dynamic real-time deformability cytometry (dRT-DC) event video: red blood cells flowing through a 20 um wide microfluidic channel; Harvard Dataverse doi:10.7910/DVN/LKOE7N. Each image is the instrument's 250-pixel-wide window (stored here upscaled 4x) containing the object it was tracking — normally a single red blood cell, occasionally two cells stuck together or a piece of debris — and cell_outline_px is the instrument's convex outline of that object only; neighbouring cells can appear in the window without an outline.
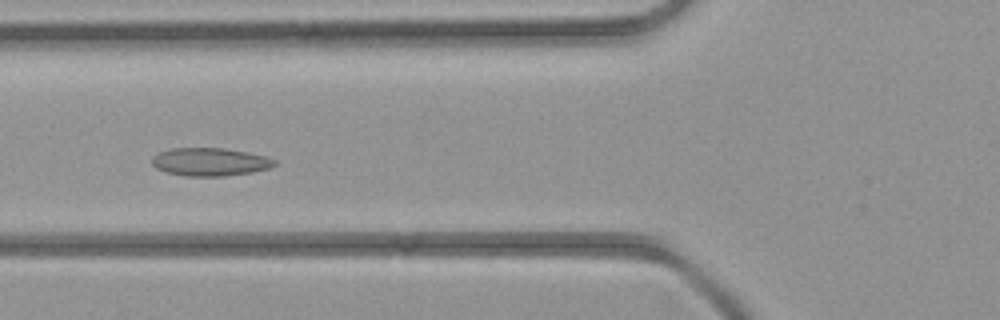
{"species": "common noctule bat (a hibernating species)", "species_latin": "Nyctalus noctula", "temperature_condition": "room temperature", "stored_images_in_passage": 6, "segment_of_instrument_passage": [1, 2], "camera_frame_rate_fps": 3000, "um_per_image_px": 0.085, "animal": {"sex": "female", "body_mass_g": 21.9}, "frame": {"image": 1, "passage_image": 5, "time_ms": 4.333, "image_size_px": [1000, 320], "cell_outline_px": [[276, 164], [268, 168], [252, 172], [224, 176], [184, 176], [168, 172], [156, 168], [152, 164], [152, 156], [156, 152], [172, 148], [224, 148], [248, 152], [264, 156], [276, 160]], "centroid_in_image_um": [17.81, 13.75], "position_along_channel_um": 108.0, "area_um2": 20.06}}